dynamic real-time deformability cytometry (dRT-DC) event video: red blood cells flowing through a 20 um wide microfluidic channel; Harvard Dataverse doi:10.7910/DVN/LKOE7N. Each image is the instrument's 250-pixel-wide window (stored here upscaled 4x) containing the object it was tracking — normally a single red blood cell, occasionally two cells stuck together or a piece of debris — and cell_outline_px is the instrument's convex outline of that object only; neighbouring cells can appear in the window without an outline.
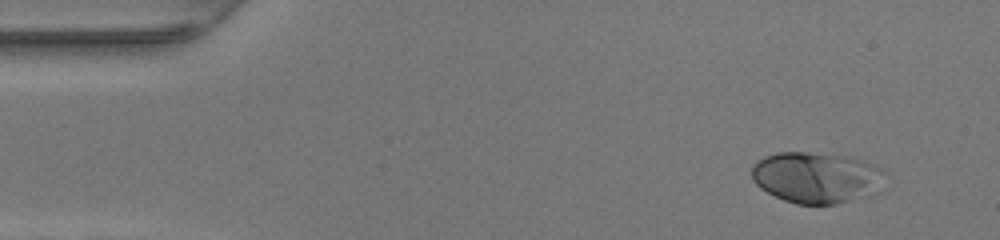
{"species": "human", "species_latin": "Homo sapiens", "temperature_condition": "warm", "stored_images_in_passage": 45, "camera_frame_rate_fps": 3000, "um_per_image_px": 0.085, "donor": {"sex": "female"}, "frame": {"image": 1, "passage_image": 1, "time_ms": 0.0, "image_size_px": [1000, 240], "cell_outline_px": [[884, 172], [848, 200], [836, 204], [796, 204], [784, 200], [760, 188], [752, 180], [752, 164], [756, 160], [764, 156], [776, 152], [804, 152], [848, 156], [864, 160], [876, 164], [884, 168]], "centroid_in_image_um": [69.14, 15.02], "position_along_channel_um": 15.9, "area_um2": 37.86}}
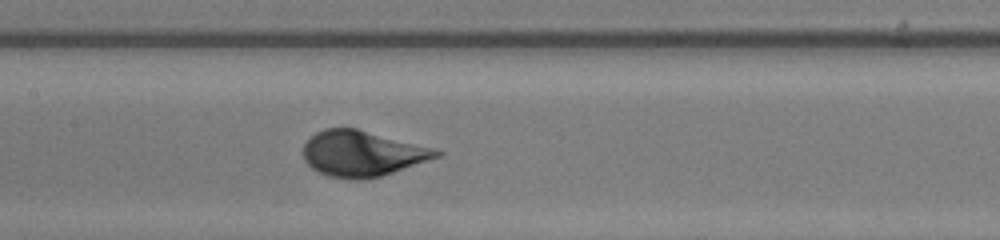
{"frame": {"image": 2, "passage_image": 20, "time_ms": 6.333, "image_size_px": [1000, 240], "cell_outline_px": [[444, 152], [440, 156], [380, 176], [360, 180], [348, 180], [328, 176], [312, 168], [304, 160], [304, 144], [316, 132], [324, 128], [356, 128], [436, 148]], "centroid_in_image_um": [30.79, 13.05], "position_along_channel_um": 176.6, "area_um2": 35.32}}
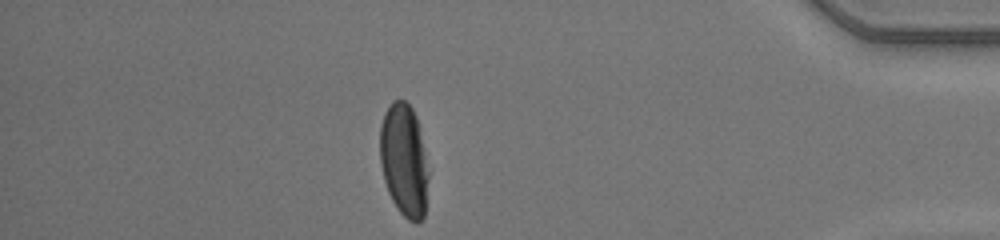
{"frame": {"image": 3, "passage_image": 39, "time_ms": 12.667, "image_size_px": [1000, 240], "cell_outline_px": [[428, 176], [424, 216], [416, 224], [408, 220], [396, 208], [388, 192], [384, 180], [380, 164], [380, 124], [384, 112], [392, 100], [404, 100], [412, 108], [416, 116], [424, 152], [428, 172]], "centroid_in_image_um": [34.31, 13.62], "position_along_channel_um": 400.9, "area_um2": 31.79}}